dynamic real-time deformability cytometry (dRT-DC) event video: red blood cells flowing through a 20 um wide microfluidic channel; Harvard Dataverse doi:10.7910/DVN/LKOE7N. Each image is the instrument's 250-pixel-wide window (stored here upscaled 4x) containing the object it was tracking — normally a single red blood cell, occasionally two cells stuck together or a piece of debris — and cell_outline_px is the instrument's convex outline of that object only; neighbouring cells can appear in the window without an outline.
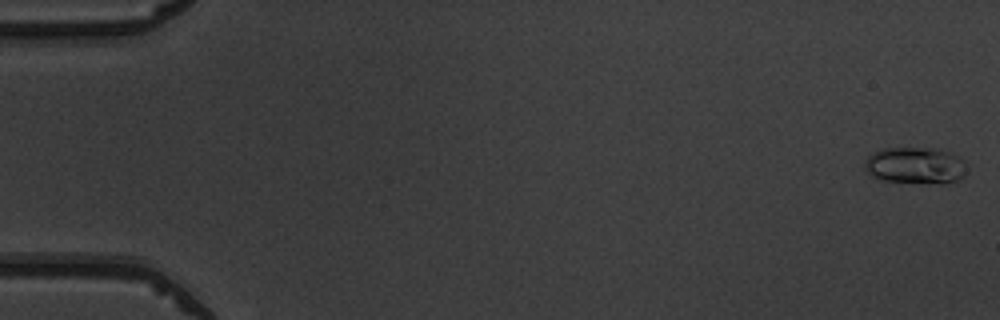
{"species": "common noctule bat (a hibernating species)", "species_latin": "Nyctalus noctula", "temperature_condition": "warm", "stored_images_in_passage": 51, "camera_frame_rate_fps": 3000, "um_per_image_px": 0.085, "animal": {"sex": "male", "body_mass_g": 19.5, "forearm_length_mm": 54.6}, "frame": {"image": 1, "passage_image": 1, "time_ms": 0.0, "image_size_px": [1000, 320], "cell_outline_px": [[968, 172], [960, 180], [944, 184], [880, 180], [872, 176], [864, 168], [864, 160], [872, 152], [884, 148], [940, 148], [960, 156], [964, 160]], "centroid_in_image_um": [77.85, 14.06], "position_along_channel_um": 7.1, "area_um2": 22.37}}
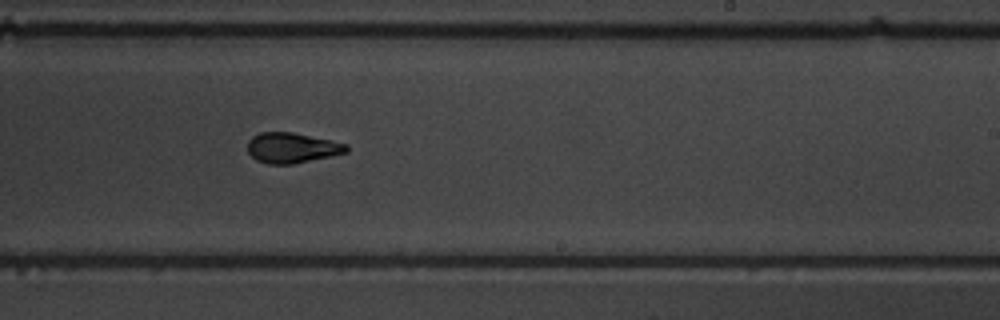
{"frame": {"image": 2, "passage_image": 32, "time_ms": 10.333, "image_size_px": [1000, 320], "cell_outline_px": [[348, 152], [332, 156], [292, 164], [268, 164], [256, 160], [248, 152], [248, 140], [252, 136], [260, 132], [292, 132], [348, 144]], "centroid_in_image_um": [24.81, 12.57], "position_along_channel_um": 264.2, "area_um2": 17.46}}
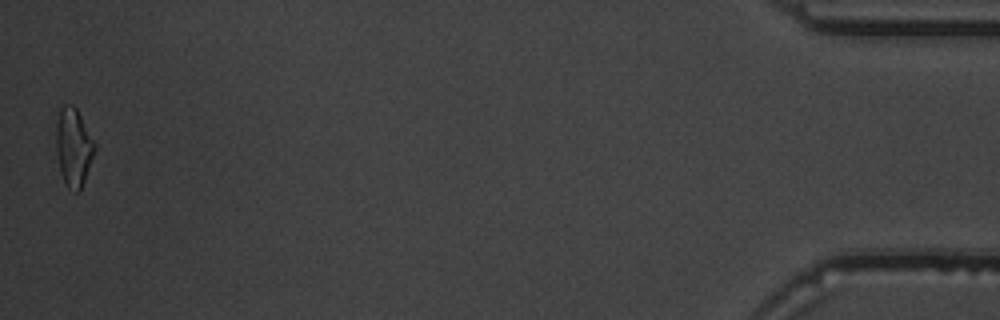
{"frame": {"image": 3, "passage_image": 51, "time_ms": 16.667, "image_size_px": [1000, 320], "cell_outline_px": [[96, 148], [80, 192], [76, 192], [68, 188], [60, 172], [56, 152], [56, 120], [60, 108], [64, 104], [72, 104], [76, 108], [96, 144]], "centroid_in_image_um": [6.24, 12.5], "position_along_channel_um": 429.0, "area_um2": 17.63}, "authors_computed_cell_mechanics": {"area_um2": 17.629, "velocity_mm_per_s": 4.0033, "shape_relaxation_time_tau1_ms": 3.1916, "shape_relaxation_time_tau2_ms": 1.3727, "deformation_change_tau1": 0.1576, "deformation_change_tau2": 0.0828}}